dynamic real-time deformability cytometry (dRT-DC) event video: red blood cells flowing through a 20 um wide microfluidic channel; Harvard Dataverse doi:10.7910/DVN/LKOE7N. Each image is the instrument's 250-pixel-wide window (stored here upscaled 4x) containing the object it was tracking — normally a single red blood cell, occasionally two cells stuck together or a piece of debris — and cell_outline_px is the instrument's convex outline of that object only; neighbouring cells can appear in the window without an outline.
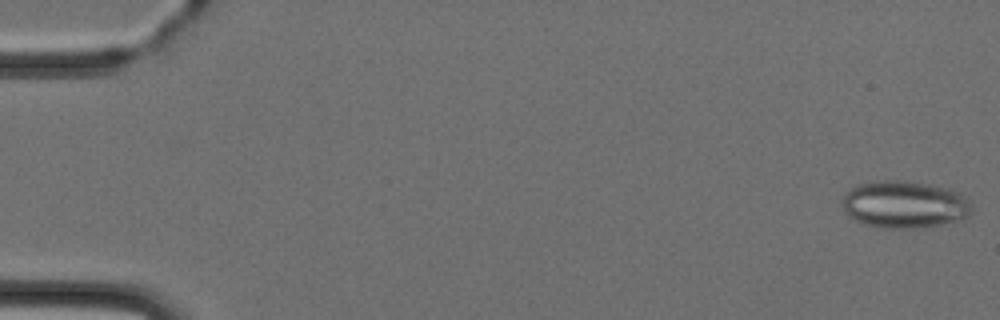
{"species": "Egyptian fruit bat (a non-hibernating species)", "species_latin": "Rousettus aegyptiacus", "temperature_condition": "cold", "stored_images_in_passage": 5, "camera_frame_rate_fps": 3000, "um_per_image_px": 0.085, "animal": {"sex": "female"}, "frame": {"image": 1, "passage_image": 1, "time_ms": 0.0, "image_size_px": [1000, 320], "cell_outline_px": [[972, 208], [968, 216], [960, 220], [924, 228], [884, 228], [864, 224], [852, 220], [848, 216], [840, 200], [844, 192], [860, 184], [884, 180], [896, 180], [928, 184], [948, 188], [960, 192], [968, 196]], "centroid_in_image_um": [76.89, 17.39], "position_along_channel_um": 8.1, "area_um2": 36.07}}